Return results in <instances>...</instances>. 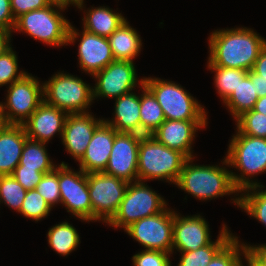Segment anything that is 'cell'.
<instances>
[{"instance_id": "cell-26", "label": "cell", "mask_w": 266, "mask_h": 266, "mask_svg": "<svg viewBox=\"0 0 266 266\" xmlns=\"http://www.w3.org/2000/svg\"><path fill=\"white\" fill-rule=\"evenodd\" d=\"M217 240L211 241L208 245L188 252H180L182 254L177 266H207L213 257L234 237L228 231L227 226L222 225Z\"/></svg>"}, {"instance_id": "cell-40", "label": "cell", "mask_w": 266, "mask_h": 266, "mask_svg": "<svg viewBox=\"0 0 266 266\" xmlns=\"http://www.w3.org/2000/svg\"><path fill=\"white\" fill-rule=\"evenodd\" d=\"M14 18L36 9H42L51 4L49 0H10Z\"/></svg>"}, {"instance_id": "cell-44", "label": "cell", "mask_w": 266, "mask_h": 266, "mask_svg": "<svg viewBox=\"0 0 266 266\" xmlns=\"http://www.w3.org/2000/svg\"><path fill=\"white\" fill-rule=\"evenodd\" d=\"M11 33L12 31L0 29V56L11 48Z\"/></svg>"}, {"instance_id": "cell-21", "label": "cell", "mask_w": 266, "mask_h": 266, "mask_svg": "<svg viewBox=\"0 0 266 266\" xmlns=\"http://www.w3.org/2000/svg\"><path fill=\"white\" fill-rule=\"evenodd\" d=\"M27 139L23 125L2 124L0 126V176L13 173L19 164Z\"/></svg>"}, {"instance_id": "cell-31", "label": "cell", "mask_w": 266, "mask_h": 266, "mask_svg": "<svg viewBox=\"0 0 266 266\" xmlns=\"http://www.w3.org/2000/svg\"><path fill=\"white\" fill-rule=\"evenodd\" d=\"M208 68L215 72L214 83L216 90L223 102L230 96V94L237 88L247 76V70L234 69L229 67L208 66Z\"/></svg>"}, {"instance_id": "cell-30", "label": "cell", "mask_w": 266, "mask_h": 266, "mask_svg": "<svg viewBox=\"0 0 266 266\" xmlns=\"http://www.w3.org/2000/svg\"><path fill=\"white\" fill-rule=\"evenodd\" d=\"M263 187L257 185L244 189L241 191V193H244L240 194V197L231 200L248 215L266 226V190L259 189Z\"/></svg>"}, {"instance_id": "cell-48", "label": "cell", "mask_w": 266, "mask_h": 266, "mask_svg": "<svg viewBox=\"0 0 266 266\" xmlns=\"http://www.w3.org/2000/svg\"><path fill=\"white\" fill-rule=\"evenodd\" d=\"M252 110L266 116V96L258 98Z\"/></svg>"}, {"instance_id": "cell-19", "label": "cell", "mask_w": 266, "mask_h": 266, "mask_svg": "<svg viewBox=\"0 0 266 266\" xmlns=\"http://www.w3.org/2000/svg\"><path fill=\"white\" fill-rule=\"evenodd\" d=\"M67 113L43 101L22 124L28 139L48 143L56 133L62 137Z\"/></svg>"}, {"instance_id": "cell-14", "label": "cell", "mask_w": 266, "mask_h": 266, "mask_svg": "<svg viewBox=\"0 0 266 266\" xmlns=\"http://www.w3.org/2000/svg\"><path fill=\"white\" fill-rule=\"evenodd\" d=\"M93 78L97 80L93 88V100L98 97L118 98L134 90L137 79L135 65L132 61L115 60Z\"/></svg>"}, {"instance_id": "cell-32", "label": "cell", "mask_w": 266, "mask_h": 266, "mask_svg": "<svg viewBox=\"0 0 266 266\" xmlns=\"http://www.w3.org/2000/svg\"><path fill=\"white\" fill-rule=\"evenodd\" d=\"M26 192L27 190L12 175L0 176V202L11 209L20 211Z\"/></svg>"}, {"instance_id": "cell-12", "label": "cell", "mask_w": 266, "mask_h": 266, "mask_svg": "<svg viewBox=\"0 0 266 266\" xmlns=\"http://www.w3.org/2000/svg\"><path fill=\"white\" fill-rule=\"evenodd\" d=\"M60 203L67 212L83 221H92V204L88 191L87 174L81 169L74 172L68 164L58 166Z\"/></svg>"}, {"instance_id": "cell-4", "label": "cell", "mask_w": 266, "mask_h": 266, "mask_svg": "<svg viewBox=\"0 0 266 266\" xmlns=\"http://www.w3.org/2000/svg\"><path fill=\"white\" fill-rule=\"evenodd\" d=\"M193 158L185 162L176 185L200 200H212L240 191L235 187L231 171L221 166L193 165Z\"/></svg>"}, {"instance_id": "cell-7", "label": "cell", "mask_w": 266, "mask_h": 266, "mask_svg": "<svg viewBox=\"0 0 266 266\" xmlns=\"http://www.w3.org/2000/svg\"><path fill=\"white\" fill-rule=\"evenodd\" d=\"M44 101L67 114L87 113L93 102V88L81 78L59 72L43 83Z\"/></svg>"}, {"instance_id": "cell-5", "label": "cell", "mask_w": 266, "mask_h": 266, "mask_svg": "<svg viewBox=\"0 0 266 266\" xmlns=\"http://www.w3.org/2000/svg\"><path fill=\"white\" fill-rule=\"evenodd\" d=\"M64 8L67 9L65 6L51 3L42 9L24 13L16 18L13 31H24L23 33L47 45H68L71 23L60 13Z\"/></svg>"}, {"instance_id": "cell-16", "label": "cell", "mask_w": 266, "mask_h": 266, "mask_svg": "<svg viewBox=\"0 0 266 266\" xmlns=\"http://www.w3.org/2000/svg\"><path fill=\"white\" fill-rule=\"evenodd\" d=\"M104 119H96L91 113L68 114L64 123L62 143L72 157L79 161L84 155L94 131Z\"/></svg>"}, {"instance_id": "cell-37", "label": "cell", "mask_w": 266, "mask_h": 266, "mask_svg": "<svg viewBox=\"0 0 266 266\" xmlns=\"http://www.w3.org/2000/svg\"><path fill=\"white\" fill-rule=\"evenodd\" d=\"M51 208L60 203V188L58 183V167L45 173L35 188Z\"/></svg>"}, {"instance_id": "cell-20", "label": "cell", "mask_w": 266, "mask_h": 266, "mask_svg": "<svg viewBox=\"0 0 266 266\" xmlns=\"http://www.w3.org/2000/svg\"><path fill=\"white\" fill-rule=\"evenodd\" d=\"M117 131L104 121L96 128L87 149L79 162L86 174L104 172L112 151Z\"/></svg>"}, {"instance_id": "cell-6", "label": "cell", "mask_w": 266, "mask_h": 266, "mask_svg": "<svg viewBox=\"0 0 266 266\" xmlns=\"http://www.w3.org/2000/svg\"><path fill=\"white\" fill-rule=\"evenodd\" d=\"M144 85L156 97L165 120L207 121L204 107L179 84L160 78H144Z\"/></svg>"}, {"instance_id": "cell-38", "label": "cell", "mask_w": 266, "mask_h": 266, "mask_svg": "<svg viewBox=\"0 0 266 266\" xmlns=\"http://www.w3.org/2000/svg\"><path fill=\"white\" fill-rule=\"evenodd\" d=\"M171 253L156 251V250H142L132 257L134 266H171L169 259Z\"/></svg>"}, {"instance_id": "cell-45", "label": "cell", "mask_w": 266, "mask_h": 266, "mask_svg": "<svg viewBox=\"0 0 266 266\" xmlns=\"http://www.w3.org/2000/svg\"><path fill=\"white\" fill-rule=\"evenodd\" d=\"M243 257L247 261V266H266L247 246Z\"/></svg>"}, {"instance_id": "cell-43", "label": "cell", "mask_w": 266, "mask_h": 266, "mask_svg": "<svg viewBox=\"0 0 266 266\" xmlns=\"http://www.w3.org/2000/svg\"><path fill=\"white\" fill-rule=\"evenodd\" d=\"M252 70L266 80V45L260 51Z\"/></svg>"}, {"instance_id": "cell-9", "label": "cell", "mask_w": 266, "mask_h": 266, "mask_svg": "<svg viewBox=\"0 0 266 266\" xmlns=\"http://www.w3.org/2000/svg\"><path fill=\"white\" fill-rule=\"evenodd\" d=\"M8 88L6 103L0 102L3 124L22 125L44 101L43 83L27 73Z\"/></svg>"}, {"instance_id": "cell-47", "label": "cell", "mask_w": 266, "mask_h": 266, "mask_svg": "<svg viewBox=\"0 0 266 266\" xmlns=\"http://www.w3.org/2000/svg\"><path fill=\"white\" fill-rule=\"evenodd\" d=\"M51 3H56L65 7H69L70 4H73L74 6L80 8L84 7V0H49Z\"/></svg>"}, {"instance_id": "cell-39", "label": "cell", "mask_w": 266, "mask_h": 266, "mask_svg": "<svg viewBox=\"0 0 266 266\" xmlns=\"http://www.w3.org/2000/svg\"><path fill=\"white\" fill-rule=\"evenodd\" d=\"M45 173L37 169L24 168V165H17L11 174L26 190L35 189Z\"/></svg>"}, {"instance_id": "cell-24", "label": "cell", "mask_w": 266, "mask_h": 266, "mask_svg": "<svg viewBox=\"0 0 266 266\" xmlns=\"http://www.w3.org/2000/svg\"><path fill=\"white\" fill-rule=\"evenodd\" d=\"M83 17V29L108 38L122 23L126 21L125 17L120 13H116L109 7H92L86 10Z\"/></svg>"}, {"instance_id": "cell-28", "label": "cell", "mask_w": 266, "mask_h": 266, "mask_svg": "<svg viewBox=\"0 0 266 266\" xmlns=\"http://www.w3.org/2000/svg\"><path fill=\"white\" fill-rule=\"evenodd\" d=\"M45 144L27 139L18 165H24V168L37 169V171L43 173L53 171L57 165H54L49 158Z\"/></svg>"}, {"instance_id": "cell-27", "label": "cell", "mask_w": 266, "mask_h": 266, "mask_svg": "<svg viewBox=\"0 0 266 266\" xmlns=\"http://www.w3.org/2000/svg\"><path fill=\"white\" fill-rule=\"evenodd\" d=\"M257 100L254 84L247 76L223 103L229 108L234 119H237L243 113L252 110Z\"/></svg>"}, {"instance_id": "cell-23", "label": "cell", "mask_w": 266, "mask_h": 266, "mask_svg": "<svg viewBox=\"0 0 266 266\" xmlns=\"http://www.w3.org/2000/svg\"><path fill=\"white\" fill-rule=\"evenodd\" d=\"M108 41L115 60L133 62L142 47L140 35L127 20L108 37Z\"/></svg>"}, {"instance_id": "cell-25", "label": "cell", "mask_w": 266, "mask_h": 266, "mask_svg": "<svg viewBox=\"0 0 266 266\" xmlns=\"http://www.w3.org/2000/svg\"><path fill=\"white\" fill-rule=\"evenodd\" d=\"M140 135H151L164 121V112L153 93L140 80Z\"/></svg>"}, {"instance_id": "cell-22", "label": "cell", "mask_w": 266, "mask_h": 266, "mask_svg": "<svg viewBox=\"0 0 266 266\" xmlns=\"http://www.w3.org/2000/svg\"><path fill=\"white\" fill-rule=\"evenodd\" d=\"M115 117L103 120L117 132L135 133L140 135V95L133 91L115 98Z\"/></svg>"}, {"instance_id": "cell-1", "label": "cell", "mask_w": 266, "mask_h": 266, "mask_svg": "<svg viewBox=\"0 0 266 266\" xmlns=\"http://www.w3.org/2000/svg\"><path fill=\"white\" fill-rule=\"evenodd\" d=\"M208 66L250 71L266 40L250 28L215 30L209 37Z\"/></svg>"}, {"instance_id": "cell-41", "label": "cell", "mask_w": 266, "mask_h": 266, "mask_svg": "<svg viewBox=\"0 0 266 266\" xmlns=\"http://www.w3.org/2000/svg\"><path fill=\"white\" fill-rule=\"evenodd\" d=\"M15 20L10 0H0V29L13 32Z\"/></svg>"}, {"instance_id": "cell-2", "label": "cell", "mask_w": 266, "mask_h": 266, "mask_svg": "<svg viewBox=\"0 0 266 266\" xmlns=\"http://www.w3.org/2000/svg\"><path fill=\"white\" fill-rule=\"evenodd\" d=\"M232 136L223 165L235 167L239 175L231 172L235 187L241 192L244 189L260 185L251 177L266 171V138L241 134L236 130ZM246 175V176H245ZM251 180V181H250Z\"/></svg>"}, {"instance_id": "cell-15", "label": "cell", "mask_w": 266, "mask_h": 266, "mask_svg": "<svg viewBox=\"0 0 266 266\" xmlns=\"http://www.w3.org/2000/svg\"><path fill=\"white\" fill-rule=\"evenodd\" d=\"M72 26L70 24L67 44L75 43L76 39L82 35L78 45V59L79 66L85 73L87 72L93 76L115 61L108 38L90 33L84 29L80 34Z\"/></svg>"}, {"instance_id": "cell-8", "label": "cell", "mask_w": 266, "mask_h": 266, "mask_svg": "<svg viewBox=\"0 0 266 266\" xmlns=\"http://www.w3.org/2000/svg\"><path fill=\"white\" fill-rule=\"evenodd\" d=\"M166 208L167 203L164 198L144 182H131L127 186L118 211L107 224L125 229L133 222L161 213Z\"/></svg>"}, {"instance_id": "cell-10", "label": "cell", "mask_w": 266, "mask_h": 266, "mask_svg": "<svg viewBox=\"0 0 266 266\" xmlns=\"http://www.w3.org/2000/svg\"><path fill=\"white\" fill-rule=\"evenodd\" d=\"M87 183L92 221L108 223L118 211L129 183L104 172L88 173Z\"/></svg>"}, {"instance_id": "cell-11", "label": "cell", "mask_w": 266, "mask_h": 266, "mask_svg": "<svg viewBox=\"0 0 266 266\" xmlns=\"http://www.w3.org/2000/svg\"><path fill=\"white\" fill-rule=\"evenodd\" d=\"M174 211L163 212L142 218L124 229L146 250L172 253Z\"/></svg>"}, {"instance_id": "cell-33", "label": "cell", "mask_w": 266, "mask_h": 266, "mask_svg": "<svg viewBox=\"0 0 266 266\" xmlns=\"http://www.w3.org/2000/svg\"><path fill=\"white\" fill-rule=\"evenodd\" d=\"M245 250L246 245L244 243H240L238 237L234 236L213 257V259L207 266H244L241 260V256L244 255Z\"/></svg>"}, {"instance_id": "cell-49", "label": "cell", "mask_w": 266, "mask_h": 266, "mask_svg": "<svg viewBox=\"0 0 266 266\" xmlns=\"http://www.w3.org/2000/svg\"><path fill=\"white\" fill-rule=\"evenodd\" d=\"M3 124L2 118H1V110H0V126Z\"/></svg>"}, {"instance_id": "cell-42", "label": "cell", "mask_w": 266, "mask_h": 266, "mask_svg": "<svg viewBox=\"0 0 266 266\" xmlns=\"http://www.w3.org/2000/svg\"><path fill=\"white\" fill-rule=\"evenodd\" d=\"M251 82L254 84L255 92L258 98L266 96V80L260 78V75L255 73L252 69L248 72Z\"/></svg>"}, {"instance_id": "cell-3", "label": "cell", "mask_w": 266, "mask_h": 266, "mask_svg": "<svg viewBox=\"0 0 266 266\" xmlns=\"http://www.w3.org/2000/svg\"><path fill=\"white\" fill-rule=\"evenodd\" d=\"M187 157L158 142L152 135H143L138 152V181L160 179L176 184Z\"/></svg>"}, {"instance_id": "cell-29", "label": "cell", "mask_w": 266, "mask_h": 266, "mask_svg": "<svg viewBox=\"0 0 266 266\" xmlns=\"http://www.w3.org/2000/svg\"><path fill=\"white\" fill-rule=\"evenodd\" d=\"M48 243L59 255H69L80 244L77 230L67 221L56 224L49 229Z\"/></svg>"}, {"instance_id": "cell-35", "label": "cell", "mask_w": 266, "mask_h": 266, "mask_svg": "<svg viewBox=\"0 0 266 266\" xmlns=\"http://www.w3.org/2000/svg\"><path fill=\"white\" fill-rule=\"evenodd\" d=\"M237 130L244 135L266 138V116L250 110L236 119Z\"/></svg>"}, {"instance_id": "cell-18", "label": "cell", "mask_w": 266, "mask_h": 266, "mask_svg": "<svg viewBox=\"0 0 266 266\" xmlns=\"http://www.w3.org/2000/svg\"><path fill=\"white\" fill-rule=\"evenodd\" d=\"M206 124L207 121L165 120L151 135L168 148L194 158L191 145L197 130Z\"/></svg>"}, {"instance_id": "cell-13", "label": "cell", "mask_w": 266, "mask_h": 266, "mask_svg": "<svg viewBox=\"0 0 266 266\" xmlns=\"http://www.w3.org/2000/svg\"><path fill=\"white\" fill-rule=\"evenodd\" d=\"M142 135L117 132L104 173L125 180L138 181V152Z\"/></svg>"}, {"instance_id": "cell-17", "label": "cell", "mask_w": 266, "mask_h": 266, "mask_svg": "<svg viewBox=\"0 0 266 266\" xmlns=\"http://www.w3.org/2000/svg\"><path fill=\"white\" fill-rule=\"evenodd\" d=\"M210 231L200 215L181 217L174 211L172 252H188L208 245Z\"/></svg>"}, {"instance_id": "cell-34", "label": "cell", "mask_w": 266, "mask_h": 266, "mask_svg": "<svg viewBox=\"0 0 266 266\" xmlns=\"http://www.w3.org/2000/svg\"><path fill=\"white\" fill-rule=\"evenodd\" d=\"M51 206L36 189L27 190L22 207L19 211L23 216L35 221L48 216Z\"/></svg>"}, {"instance_id": "cell-36", "label": "cell", "mask_w": 266, "mask_h": 266, "mask_svg": "<svg viewBox=\"0 0 266 266\" xmlns=\"http://www.w3.org/2000/svg\"><path fill=\"white\" fill-rule=\"evenodd\" d=\"M27 72H18V59L12 47L0 56V86H9L20 80Z\"/></svg>"}, {"instance_id": "cell-46", "label": "cell", "mask_w": 266, "mask_h": 266, "mask_svg": "<svg viewBox=\"0 0 266 266\" xmlns=\"http://www.w3.org/2000/svg\"><path fill=\"white\" fill-rule=\"evenodd\" d=\"M246 246L264 263L266 264V244H261L258 246H250L246 244Z\"/></svg>"}]
</instances>
